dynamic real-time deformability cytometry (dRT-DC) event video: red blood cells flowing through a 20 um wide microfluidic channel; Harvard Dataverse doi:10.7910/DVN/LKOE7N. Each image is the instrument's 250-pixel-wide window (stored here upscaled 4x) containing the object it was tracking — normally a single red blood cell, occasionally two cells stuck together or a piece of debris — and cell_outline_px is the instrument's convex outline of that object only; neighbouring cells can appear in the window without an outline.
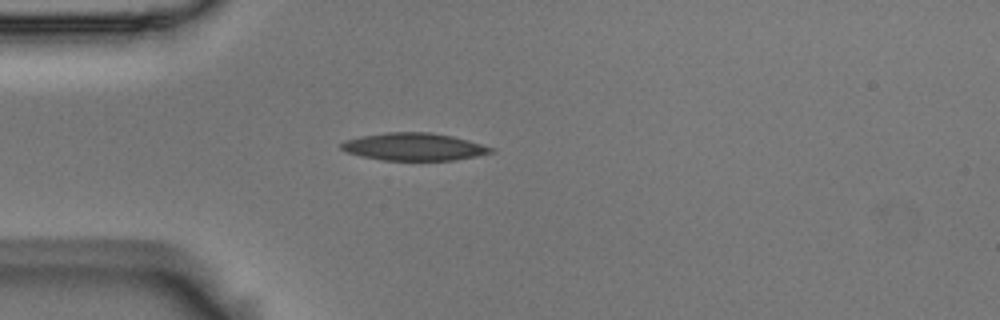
{"species": "Egyptian fruit bat (a non-hibernating species)", "species_latin": "Rousettus aegyptiacus", "temperature_condition": "room temperature", "stored_images_in_passage": 4, "camera_frame_rate_fps": 3000, "um_per_image_px": 0.085, "animal": {"sex": "male"}, "frame": {"image": 1, "passage_image": 4, "time_ms": 1.0, "image_size_px": [1000, 320], "cell_outline_px": [[496, 152], [456, 160], [380, 160], [360, 156], [348, 152], [340, 148], [340, 144], [344, 140], [360, 136], [388, 132], [432, 132], [452, 136], [468, 140], [496, 148]], "centroid_in_image_um": [35.21, 12.47], "position_along_channel_um": 49.8, "area_um2": 24.22}}